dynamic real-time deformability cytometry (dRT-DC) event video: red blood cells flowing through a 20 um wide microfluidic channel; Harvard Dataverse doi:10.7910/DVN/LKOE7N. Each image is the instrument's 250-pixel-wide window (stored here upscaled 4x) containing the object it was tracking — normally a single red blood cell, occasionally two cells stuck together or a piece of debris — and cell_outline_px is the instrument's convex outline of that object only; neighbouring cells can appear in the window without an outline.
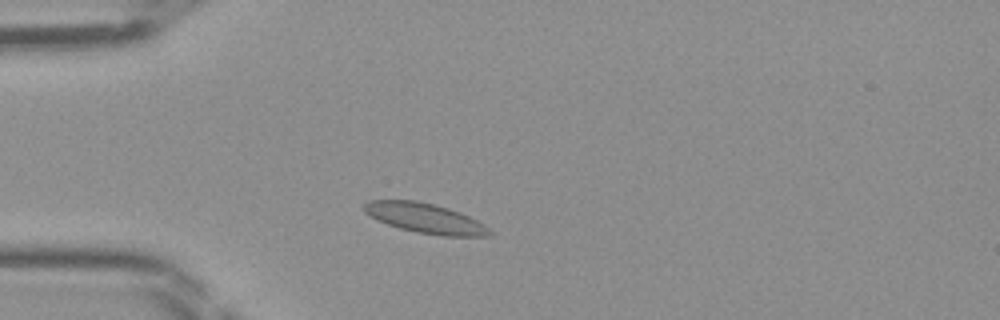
{"species": "Egyptian fruit bat (a non-hibernating species)", "species_latin": "Rousettus aegyptiacus", "temperature_condition": "room temperature", "stored_images_in_passage": 42, "camera_frame_rate_fps": 3000, "um_per_image_px": 0.085, "frame": {"image": 1, "passage_image": 7, "time_ms": 2.0, "image_size_px": [1000, 320], "cell_outline_px": [[492, 232], [488, 236], [444, 236], [416, 232], [400, 228], [376, 220], [364, 212], [364, 204], [368, 200], [416, 200], [448, 208], [460, 212], [484, 224]], "centroid_in_image_um": [36.12, 18.54], "position_along_channel_um": 48.9, "area_um2": 21.73}}
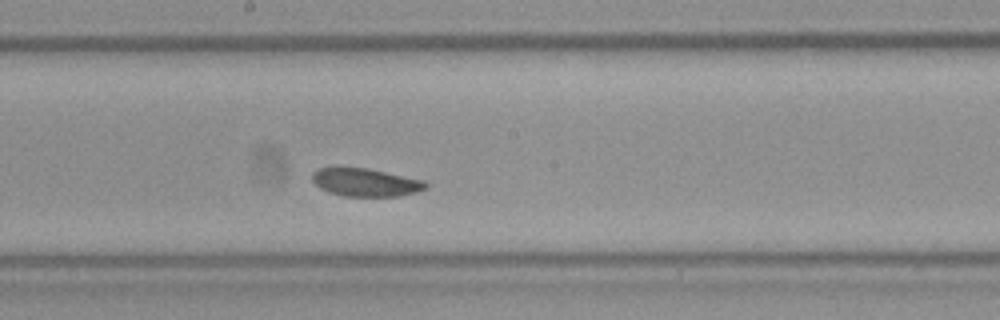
{"frame": {"image": 2, "passage_image": 20, "time_ms": 6.333, "image_size_px": [1000, 320], "cell_outline_px": [[428, 188], [416, 192], [400, 196], [344, 196], [328, 192], [320, 188], [312, 180], [312, 172], [320, 168], [364, 168], [424, 180], [428, 184]], "centroid_in_image_um": [31.08, 15.51], "position_along_channel_um": 217.1, "area_um2": 18.32}}
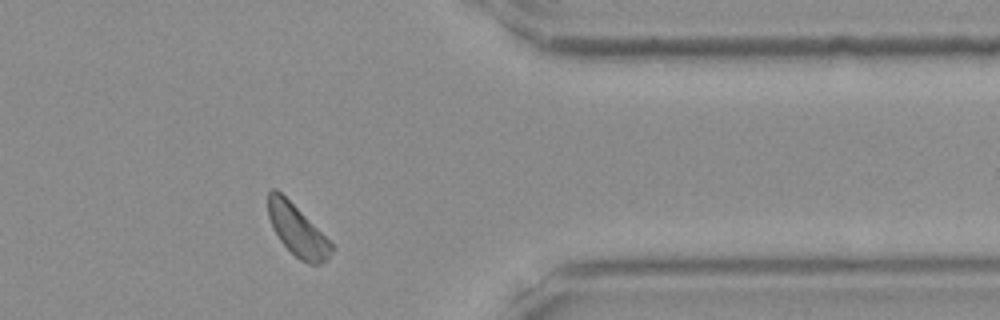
{"frame": {"image": 3, "passage_image": 33, "time_ms": 10.667, "image_size_px": [1000, 320], "cell_outline_px": [[332, 252], [320, 264], [308, 264], [300, 260], [280, 240], [272, 228], [268, 216], [268, 192], [272, 188], [276, 188], [332, 244]], "centroid_in_image_um": [25.22, 19.58], "position_along_channel_um": 386.2, "area_um2": 18.15}}